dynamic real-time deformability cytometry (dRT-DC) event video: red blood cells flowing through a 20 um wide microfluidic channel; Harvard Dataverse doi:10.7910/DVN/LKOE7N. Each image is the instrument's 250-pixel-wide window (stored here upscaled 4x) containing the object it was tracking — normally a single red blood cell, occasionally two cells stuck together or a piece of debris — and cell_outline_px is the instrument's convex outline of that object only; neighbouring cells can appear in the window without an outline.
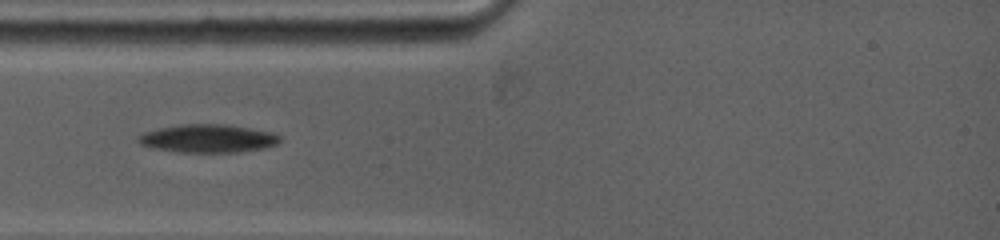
{"species": "common noctule bat (a hibernating species)", "species_latin": "Nyctalus noctula", "temperature_condition": "warm", "stored_images_in_passage": 2, "camera_frame_rate_fps": 5000, "um_per_image_px": 0.085, "animal": {"sex": "female", "body_mass_g": 19.0, "forearm_length_mm": 53.3}, "frame": {"image": 1, "passage_image": 1, "time_ms": 0.0, "image_size_px": [1000, 240], "cell_outline_px": [[280, 140], [276, 144], [264, 148], [240, 152], [176, 152], [156, 148], [140, 144], [136, 140], [144, 132], [180, 124], [224, 124], [248, 128], [268, 132], [280, 136]], "centroid_in_image_um": [17.66, 11.78], "position_along_channel_um": 67.3, "area_um2": 22.89}}